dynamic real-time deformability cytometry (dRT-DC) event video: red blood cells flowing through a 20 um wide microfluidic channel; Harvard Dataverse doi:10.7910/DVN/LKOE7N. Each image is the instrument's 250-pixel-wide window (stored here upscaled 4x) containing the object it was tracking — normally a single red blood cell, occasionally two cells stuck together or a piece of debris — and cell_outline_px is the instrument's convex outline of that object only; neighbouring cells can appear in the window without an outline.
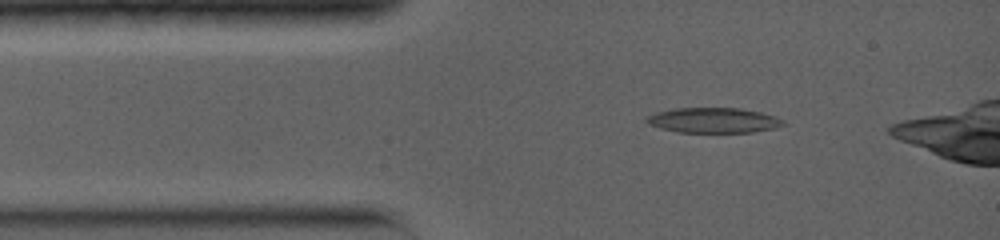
{"species": "common noctule bat (a hibernating species)", "species_latin": "Nyctalus noctula", "temperature_condition": "warm", "stored_images_in_passage": 32, "camera_frame_rate_fps": 5000, "um_per_image_px": 0.085, "animal": {"sex": "female", "body_mass_g": 19.0, "forearm_length_mm": 56.7}, "frame": {"image": 1, "passage_image": 3, "time_ms": 1.2, "image_size_px": [1000, 240], "cell_outline_px": [[788, 124], [772, 128], [752, 132], [676, 132], [660, 128], [648, 124], [644, 120], [648, 116], [656, 112], [676, 108], [740, 108], [760, 112], [776, 116], [784, 120]], "centroid_in_image_um": [60.65, 10.22], "position_along_channel_um": 24.4, "area_um2": 20.06}}
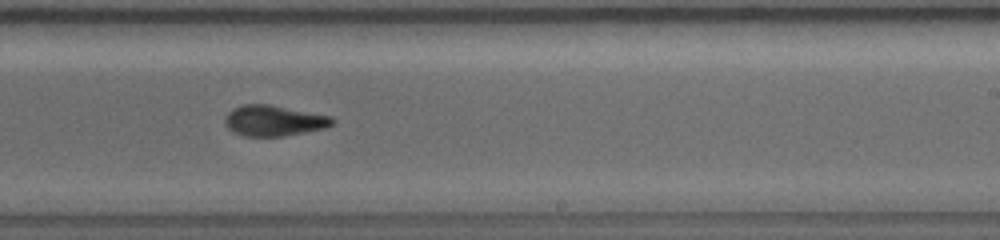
{"frame": {"image": 2, "passage_image": 20, "time_ms": 7.8, "image_size_px": [1000, 240], "cell_outline_px": [[336, 120], [332, 124], [324, 128], [284, 136], [244, 136], [232, 132], [224, 124], [224, 120], [228, 112], [232, 108], [244, 104], [268, 104], [332, 116]], "centroid_in_image_um": [23.25, 10.25], "position_along_channel_um": 265.8, "area_um2": 19.25}}
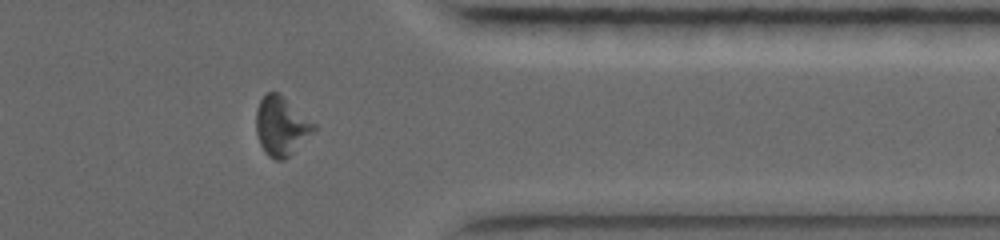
{"frame": {"image": 3, "passage_image": 28, "time_ms": 11.0, "image_size_px": [1000, 240], "cell_outline_px": [[316, 128], [284, 160], [276, 160], [268, 156], [264, 152], [260, 144], [256, 132], [256, 108], [260, 100], [268, 92], [276, 92], [316, 124]], "centroid_in_image_um": [23.86, 10.73], "position_along_channel_um": 387.5, "area_um2": 19.31}, "authors_computed_cell_mechanics": {"area_um2": 19.5942, "velocity_mm_per_s": 4.0366, "shape_relaxation_time_tau1_ms": 8.5909, "shape_relaxation_time_tau2_ms": 5.6159, "deformation_change_tau1": 0.2606, "deformation_change_tau2": 0.1333}}